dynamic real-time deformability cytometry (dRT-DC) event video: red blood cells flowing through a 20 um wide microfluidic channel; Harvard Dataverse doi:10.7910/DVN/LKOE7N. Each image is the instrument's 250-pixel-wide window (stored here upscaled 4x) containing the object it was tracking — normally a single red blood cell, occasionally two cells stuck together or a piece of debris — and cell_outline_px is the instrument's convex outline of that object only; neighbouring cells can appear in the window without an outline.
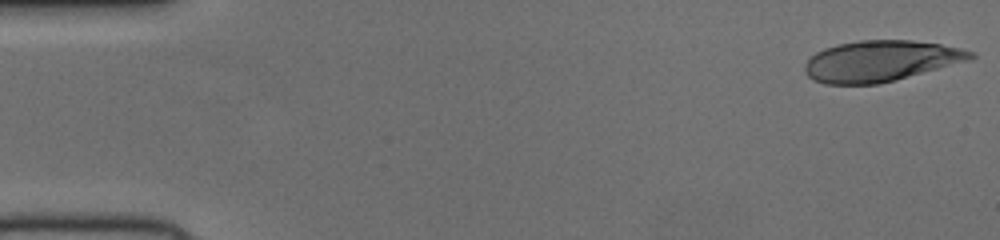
{"species": "human", "species_latin": "Homo sapiens", "temperature_condition": "cold", "stored_images_in_passage": 51, "camera_frame_rate_fps": 3000, "um_per_image_px": 0.085, "donor": {"sex": "female"}, "frame": {"image": 1, "passage_image": 1, "time_ms": 0.0, "image_size_px": [1000, 240], "cell_outline_px": [[976, 56], [964, 60], [896, 80], [880, 84], [824, 84], [812, 80], [804, 72], [804, 64], [816, 52], [824, 48], [840, 44], [860, 40], [912, 40], [940, 44], [960, 48], [972, 52]], "centroid_in_image_um": [74.76, 5.19], "position_along_channel_um": 10.2, "area_um2": 39.02}}
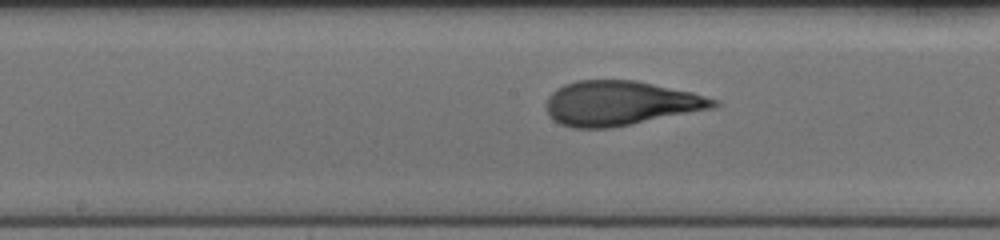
{"frame": {"image": 2, "passage_image": 26, "time_ms": 8.333, "image_size_px": [1000, 240], "cell_outline_px": [[720, 104], [712, 108], [612, 128], [572, 128], [560, 124], [548, 112], [548, 96], [556, 88], [564, 84], [576, 80], [636, 80], [692, 92], [720, 100]], "centroid_in_image_um": [52.74, 8.76], "position_along_channel_um": 195.5, "area_um2": 43.23}}
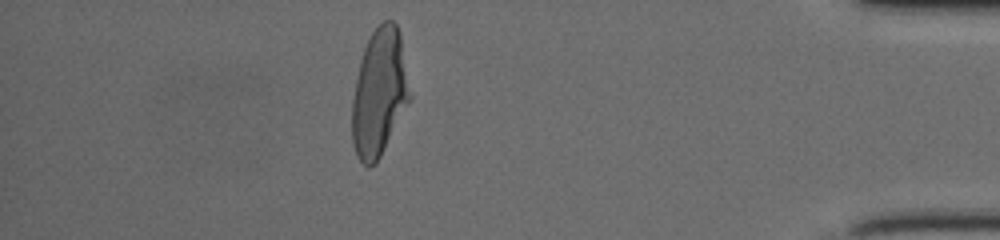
{"frame": {"image": 3, "passage_image": 45, "time_ms": 14.667, "image_size_px": [1000, 240], "cell_outline_px": [[412, 96], [376, 164], [368, 168], [356, 156], [352, 144], [352, 100], [360, 60], [368, 36], [384, 20], [392, 20], [396, 24], [400, 32]], "centroid_in_image_um": [32.24, 7.87], "position_along_channel_um": 403.0, "area_um2": 43.0}}